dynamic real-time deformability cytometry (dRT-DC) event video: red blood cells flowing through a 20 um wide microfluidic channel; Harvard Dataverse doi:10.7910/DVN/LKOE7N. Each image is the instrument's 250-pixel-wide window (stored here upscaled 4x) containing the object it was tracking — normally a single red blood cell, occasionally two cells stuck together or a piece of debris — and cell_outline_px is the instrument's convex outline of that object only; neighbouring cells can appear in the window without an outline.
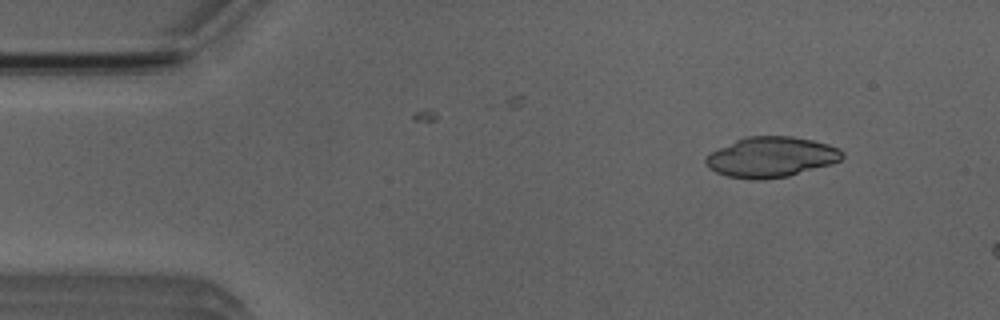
{"species": "Egyptian fruit bat (a non-hibernating species)", "species_latin": "Rousettus aegyptiacus", "temperature_condition": "room temperature", "stored_images_in_passage": 3, "camera_frame_rate_fps": 3000, "um_per_image_px": 0.085, "animal": {"sex": "male"}, "frame": {"image": 1, "passage_image": 1, "time_ms": 0.0, "image_size_px": [1000, 320], "cell_outline_px": [[844, 156], [840, 160], [828, 164], [788, 176], [764, 180], [752, 180], [728, 176], [716, 172], [708, 168], [704, 160], [712, 152], [736, 140], [748, 136], [792, 136], [812, 140], [828, 144], [840, 148], [844, 152]], "centroid_in_image_um": [65.55, 13.35], "position_along_channel_um": 19.4, "area_um2": 31.85}}